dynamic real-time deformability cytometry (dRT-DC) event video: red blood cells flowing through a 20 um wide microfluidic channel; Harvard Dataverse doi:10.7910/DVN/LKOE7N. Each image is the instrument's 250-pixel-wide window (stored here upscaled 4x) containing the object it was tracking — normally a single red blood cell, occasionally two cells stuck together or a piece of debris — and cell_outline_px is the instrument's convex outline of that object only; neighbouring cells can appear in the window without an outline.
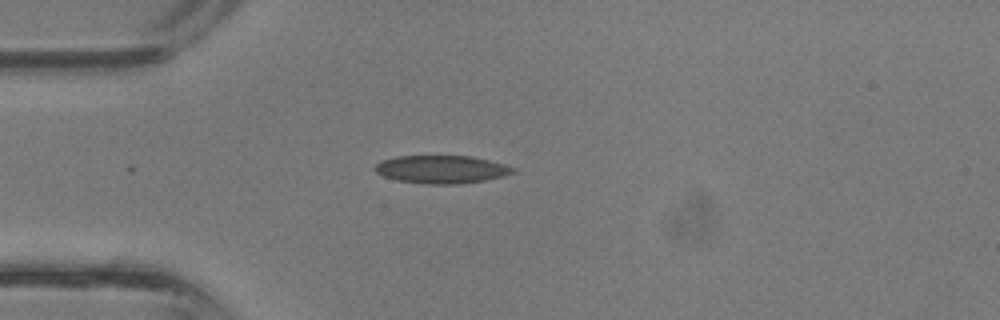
{"species": "common noctule bat (a hibernating species)", "species_latin": "Nyctalus noctula", "temperature_condition": "room temperature", "stored_images_in_passage": 31, "camera_frame_rate_fps": 3000, "um_per_image_px": 0.085, "animal": {"sex": "male", "body_mass_g": 13.3}, "frame": {"image": 1, "passage_image": 4, "time_ms": 1.0, "image_size_px": [1000, 320], "cell_outline_px": [[516, 172], [504, 176], [484, 180], [460, 184], [424, 184], [396, 180], [384, 176], [376, 172], [372, 168], [380, 160], [396, 156], [472, 156], [504, 164], [516, 168]], "centroid_in_image_um": [37.51, 14.39], "position_along_channel_um": 47.5, "area_um2": 22.66}}
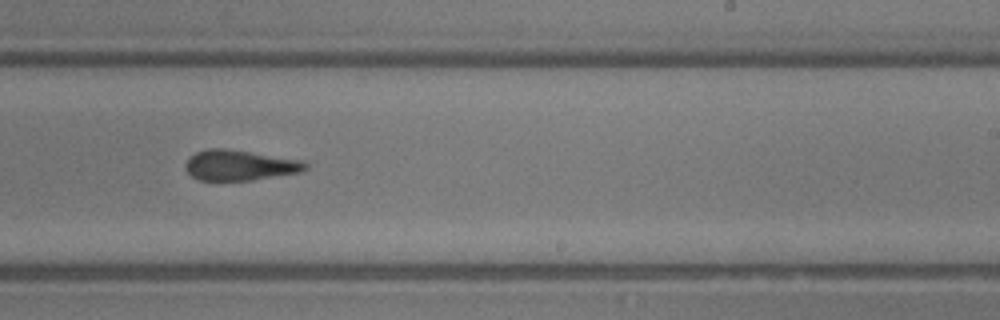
{"frame": {"image": 2, "passage_image": 17, "time_ms": 5.333, "image_size_px": [1000, 320], "cell_outline_px": [[308, 168], [304, 172], [252, 180], [220, 184], [200, 180], [192, 176], [184, 168], [184, 164], [196, 152], [208, 148], [228, 148], [304, 160], [308, 164]], "centroid_in_image_um": [20.39, 14.08], "position_along_channel_um": 268.6, "area_um2": 22.31}}
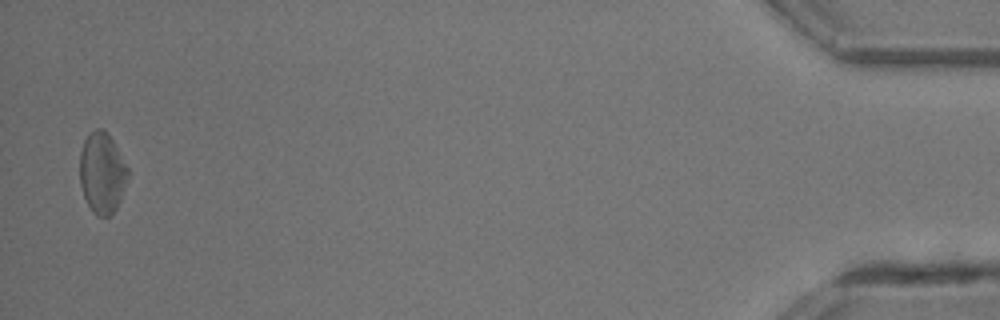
{"frame": {"image": 3, "passage_image": 31, "time_ms": 10.0, "image_size_px": [1000, 320], "cell_outline_px": [[128, 176], [120, 200], [116, 208], [108, 216], [96, 216], [92, 212], [84, 196], [80, 184], [80, 152], [84, 140], [96, 128], [100, 128], [112, 140], [128, 168]], "centroid_in_image_um": [8.66, 14.73], "position_along_channel_um": 426.5, "area_um2": 22.25}}